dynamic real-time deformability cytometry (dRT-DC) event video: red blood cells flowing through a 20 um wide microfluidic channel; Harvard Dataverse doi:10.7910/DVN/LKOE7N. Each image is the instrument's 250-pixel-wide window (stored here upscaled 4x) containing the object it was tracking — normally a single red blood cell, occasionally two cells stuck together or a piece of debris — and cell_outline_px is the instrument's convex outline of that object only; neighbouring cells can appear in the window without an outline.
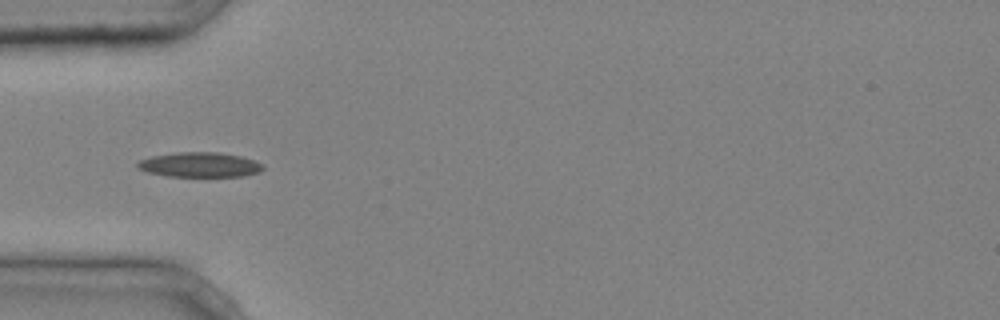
{"species": "common noctule bat (a hibernating species)", "species_latin": "Nyctalus noctula", "temperature_condition": "cold", "stored_images_in_passage": 36, "camera_frame_rate_fps": 3000, "um_per_image_px": 0.085, "animal": {"sex": "male", "body_mass_g": 20.4}, "frame": {"image": 1, "passage_image": 6, "time_ms": 1.667, "image_size_px": [1000, 320], "cell_outline_px": [[264, 168], [260, 172], [244, 176], [168, 176], [148, 172], [136, 168], [136, 164], [140, 160], [152, 156], [176, 152], [220, 152], [240, 156], [256, 160], [264, 164]], "centroid_in_image_um": [17.01, 14.0], "position_along_channel_um": 68.0, "area_um2": 18.26}}
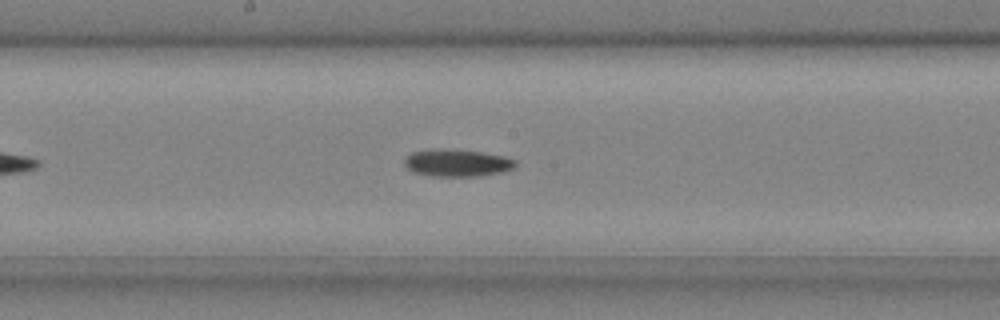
{"frame": {"image": 2, "passage_image": 16, "time_ms": 5.0, "image_size_px": [1000, 320], "cell_outline_px": [[516, 164], [512, 168], [500, 172], [480, 176], [432, 176], [412, 172], [404, 164], [404, 160], [412, 152], [424, 148], [452, 148], [480, 152], [504, 156], [516, 160]], "centroid_in_image_um": [38.8, 13.82], "position_along_channel_um": 209.4, "area_um2": 17.86}, "authors_computed_cell_mechanics": {"area_um2": 17.1955, "velocity_mm_per_s": 4.2504, "shape_relaxation_time_tau1_ms": 8.0242, "shape_relaxation_time_tau2_ms": null, "deformation_change_tau1": 0.157, "deformation_change_tau2": null}}